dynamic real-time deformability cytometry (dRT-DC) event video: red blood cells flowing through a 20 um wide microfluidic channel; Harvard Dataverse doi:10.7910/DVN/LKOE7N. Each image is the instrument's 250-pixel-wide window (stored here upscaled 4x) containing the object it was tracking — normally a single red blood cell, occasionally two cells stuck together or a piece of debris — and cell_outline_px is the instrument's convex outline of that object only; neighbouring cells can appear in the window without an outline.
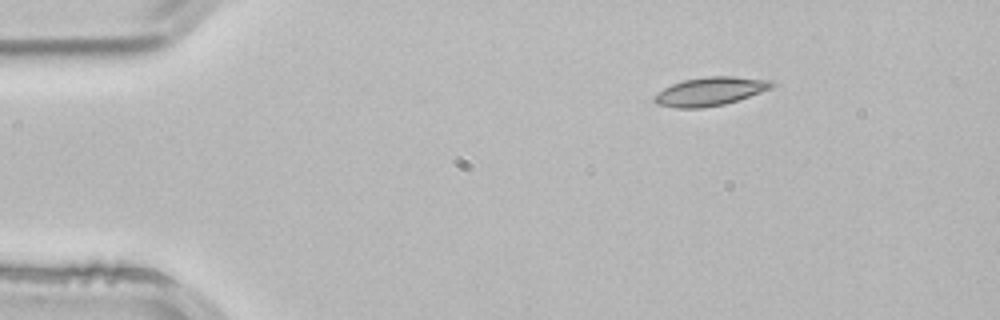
{"species": "common noctule bat (a hibernating species)", "species_latin": "Nyctalus noctula", "temperature_condition": "room temperature", "stored_images_in_passage": 2, "camera_frame_rate_fps": 3000, "um_per_image_px": 0.085, "animal": {"sex": "male", "body_mass_g": 21.5, "forearm_length_mm": 52.0}, "frame": {"image": 1, "passage_image": 1, "time_ms": 0.0, "image_size_px": [1000, 320], "cell_outline_px": [[776, 84], [772, 88], [724, 104], [700, 108], [676, 108], [656, 104], [652, 100], [664, 88], [672, 84], [684, 80], [708, 76], [732, 76], [772, 80]], "centroid_in_image_um": [60.37, 7.76], "position_along_channel_um": 24.6, "area_um2": 19.31}}